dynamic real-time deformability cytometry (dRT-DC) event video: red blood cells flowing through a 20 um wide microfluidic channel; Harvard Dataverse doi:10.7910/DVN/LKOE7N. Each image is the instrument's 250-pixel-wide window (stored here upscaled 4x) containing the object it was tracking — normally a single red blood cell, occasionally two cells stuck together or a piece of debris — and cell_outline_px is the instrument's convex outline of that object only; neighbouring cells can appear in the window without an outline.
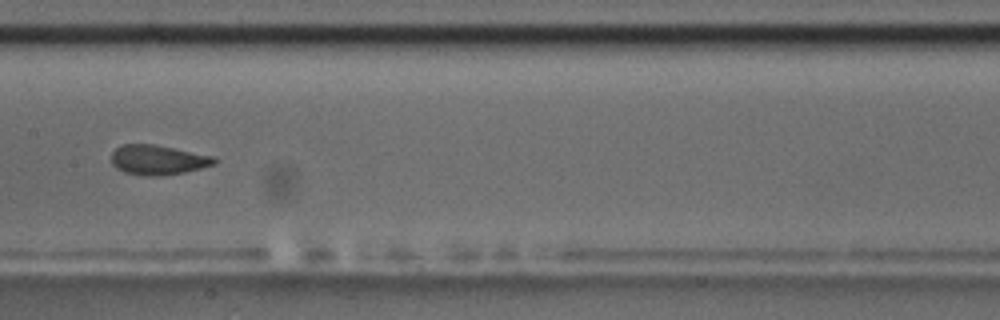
{"species": "common noctule bat (a hibernating species)", "species_latin": "Nyctalus noctula", "temperature_condition": "room temperature", "stored_images_in_passage": 14, "camera_frame_rate_fps": 3000, "um_per_image_px": 0.085, "animal": {"sex": "male", "body_mass_g": 17.5, "forearm_length_mm": 52.3}, "frame": {"image": 1, "passage_image": 7, "time_ms": 8.0, "image_size_px": [1000, 320], "cell_outline_px": [[216, 164], [184, 172], [164, 176], [144, 176], [124, 172], [116, 168], [112, 164], [112, 152], [120, 144], [152, 144], [216, 156]], "centroid_in_image_um": [13.42, 13.59], "position_along_channel_um": 194.0, "area_um2": 17.98}, "authors_computed_cell_mechanics": {"area_um2": 18.3226, "velocity_mm_per_s": 3.4661, "shape_relaxation_time_tau1_ms": 2.1197, "shape_relaxation_time_tau2_ms": null, "deformation_change_tau1": 0.0804, "deformation_change_tau2": null}}